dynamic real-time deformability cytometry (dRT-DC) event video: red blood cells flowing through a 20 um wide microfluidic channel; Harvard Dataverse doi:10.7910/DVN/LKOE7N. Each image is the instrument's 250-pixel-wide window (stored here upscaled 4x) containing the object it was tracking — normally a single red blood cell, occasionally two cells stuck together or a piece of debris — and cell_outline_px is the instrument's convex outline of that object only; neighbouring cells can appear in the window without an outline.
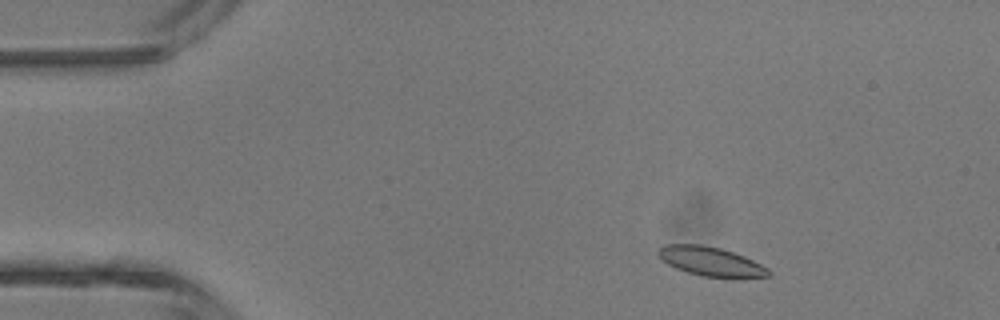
{"species": "common noctule bat (a hibernating species)", "species_latin": "Nyctalus noctula", "temperature_condition": "room temperature", "stored_images_in_passage": 2, "camera_frame_rate_fps": 3000, "um_per_image_px": 0.085, "animal": {"sex": "male", "body_mass_g": 13.3}, "frame": {"image": 1, "passage_image": 1, "time_ms": 0.0, "image_size_px": [1000, 320], "cell_outline_px": [[772, 272], [768, 276], [700, 276], [676, 268], [660, 260], [656, 252], [664, 244], [700, 244], [720, 248], [744, 256], [768, 268]], "centroid_in_image_um": [60.33, 22.19], "position_along_channel_um": 24.7, "area_um2": 18.32}}